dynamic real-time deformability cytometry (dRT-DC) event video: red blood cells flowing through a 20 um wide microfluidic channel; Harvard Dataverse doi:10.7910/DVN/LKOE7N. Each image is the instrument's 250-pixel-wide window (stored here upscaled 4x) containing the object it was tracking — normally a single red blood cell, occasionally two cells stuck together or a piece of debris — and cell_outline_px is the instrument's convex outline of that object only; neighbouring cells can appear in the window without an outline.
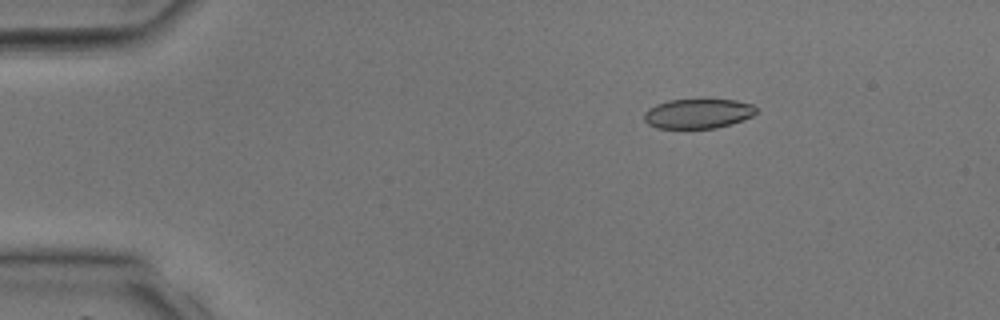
{"species": "common noctule bat (a hibernating species)", "species_latin": "Nyctalus noctula", "temperature_condition": "room temperature", "stored_images_in_passage": 33, "camera_frame_rate_fps": 3000, "um_per_image_px": 0.085, "animal": {"sex": "male", "body_mass_g": 17.9, "forearm_length_mm": 54.2}, "frame": {"image": 1, "passage_image": 1, "time_ms": 0.0, "image_size_px": [1000, 320], "cell_outline_px": [[756, 112], [752, 116], [744, 120], [716, 128], [656, 128], [648, 124], [644, 120], [644, 112], [648, 108], [656, 104], [668, 100], [736, 100], [752, 104], [756, 108]], "centroid_in_image_um": [59.31, 9.66], "position_along_channel_um": 25.7, "area_um2": 19.36}}
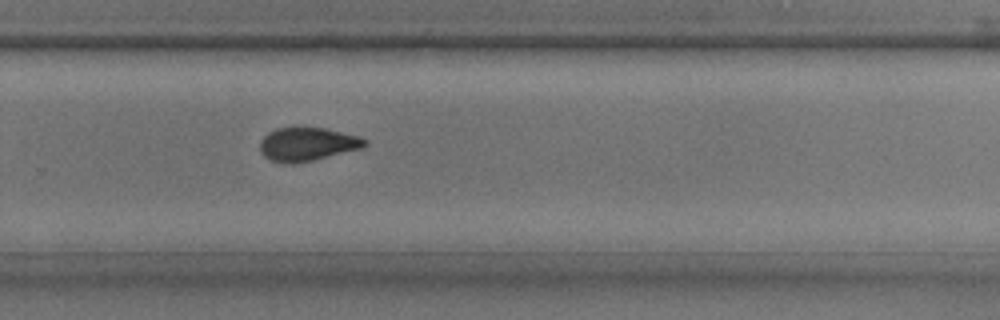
{"frame": {"image": 2, "passage_image": 21, "time_ms": 6.667, "image_size_px": [1000, 320], "cell_outline_px": [[368, 144], [364, 148], [312, 160], [292, 164], [272, 160], [264, 156], [260, 152], [260, 140], [268, 132], [276, 128], [324, 128], [360, 136], [368, 140]], "centroid_in_image_um": [26.15, 12.25], "position_along_channel_um": 303.6, "area_um2": 20.4}}
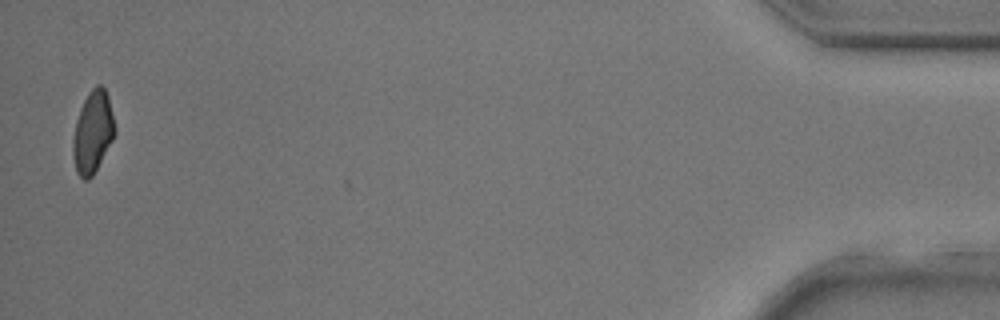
{"frame": {"image": 3, "passage_image": 33, "time_ms": 10.667, "image_size_px": [1000, 320], "cell_outline_px": [[116, 132], [112, 140], [92, 176], [88, 180], [84, 180], [76, 172], [72, 152], [72, 140], [76, 120], [80, 108], [84, 100], [92, 88], [96, 84], [100, 84], [104, 88], [108, 96], [116, 128]], "centroid_in_image_um": [7.87, 11.22], "position_along_channel_um": 427.3, "area_um2": 19.94}}